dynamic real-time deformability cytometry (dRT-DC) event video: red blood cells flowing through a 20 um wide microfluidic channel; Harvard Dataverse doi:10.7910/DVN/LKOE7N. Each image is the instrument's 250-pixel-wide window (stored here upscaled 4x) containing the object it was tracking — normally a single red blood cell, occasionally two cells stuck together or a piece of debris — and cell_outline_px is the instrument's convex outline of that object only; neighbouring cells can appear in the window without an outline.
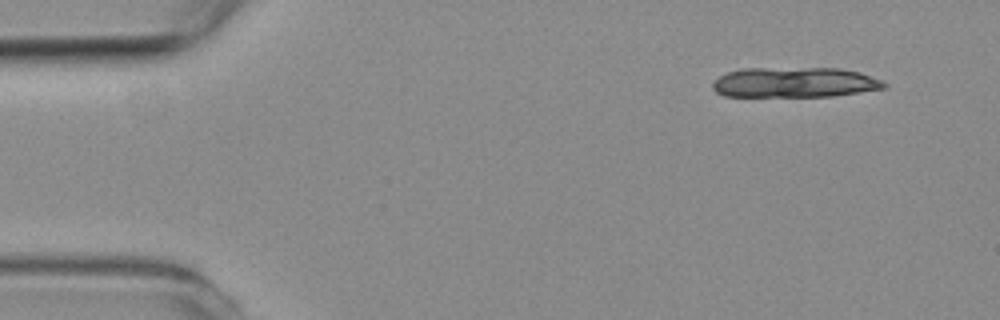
{"species": "common noctule bat (a hibernating species)", "species_latin": "Nyctalus noctula", "temperature_condition": "room temperature", "stored_images_in_passage": 8, "camera_frame_rate_fps": 3000, "um_per_image_px": 0.085, "animal": {"sex": "female", "body_mass_g": 19.3, "forearm_length_mm": 54.1}, "frame": {"image": 1, "passage_image": 1, "time_ms": 0.0, "image_size_px": [1000, 320], "cell_outline_px": [[888, 88], [832, 96], [724, 96], [716, 92], [712, 88], [712, 84], [720, 76], [728, 72], [744, 68], [840, 68], [860, 72], [880, 80], [888, 84]], "centroid_in_image_um": [67.57, 7.0], "position_along_channel_um": 17.4, "area_um2": 30.17}}